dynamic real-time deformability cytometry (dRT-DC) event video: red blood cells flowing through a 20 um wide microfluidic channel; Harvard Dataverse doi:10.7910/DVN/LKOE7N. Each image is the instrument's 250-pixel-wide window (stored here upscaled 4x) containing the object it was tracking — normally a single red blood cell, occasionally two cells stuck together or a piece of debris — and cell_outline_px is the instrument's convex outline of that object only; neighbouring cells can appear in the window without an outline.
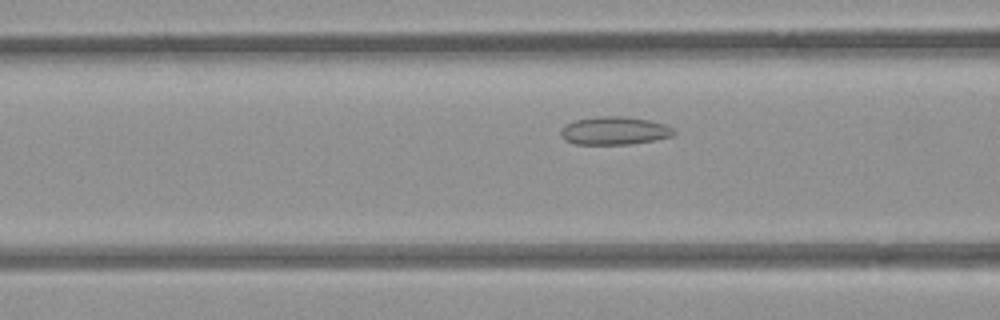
{"species": "common noctule bat (a hibernating species)", "species_latin": "Nyctalus noctula", "temperature_condition": "room temperature", "stored_images_in_passage": 30, "camera_frame_rate_fps": 3000, "um_per_image_px": 0.085, "animal": {"sex": "female", "body_mass_g": 21.9}, "frame": {"image": 1, "passage_image": 4, "time_ms": 1.0, "image_size_px": [1000, 320], "cell_outline_px": [[676, 132], [672, 136], [652, 140], [628, 144], [576, 144], [564, 140], [560, 136], [560, 132], [568, 124], [576, 120], [600, 116], [624, 116], [648, 120], [664, 124], [672, 128]], "centroid_in_image_um": [52.22, 11.11], "position_along_channel_um": 114.4, "area_um2": 18.21}}
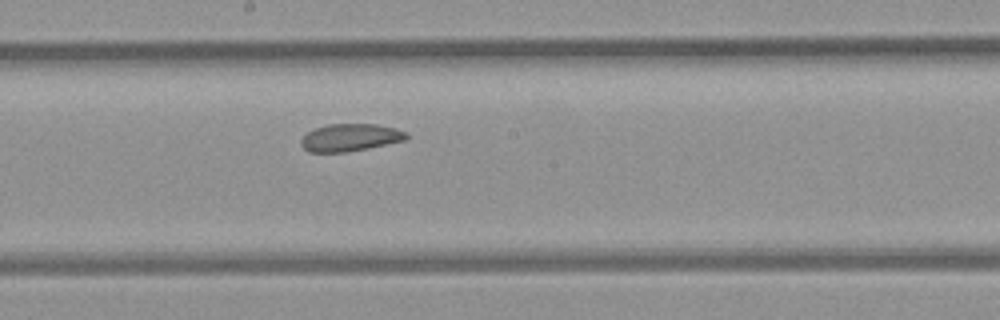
{"frame": {"image": 2, "passage_image": 12, "time_ms": 3.667, "image_size_px": [1000, 320], "cell_outline_px": [[408, 136], [404, 140], [368, 148], [344, 152], [308, 152], [300, 144], [300, 140], [308, 132], [316, 128], [328, 124], [376, 124], [396, 128], [408, 132]], "centroid_in_image_um": [29.77, 11.68], "position_along_channel_um": 218.4, "area_um2": 16.76}}
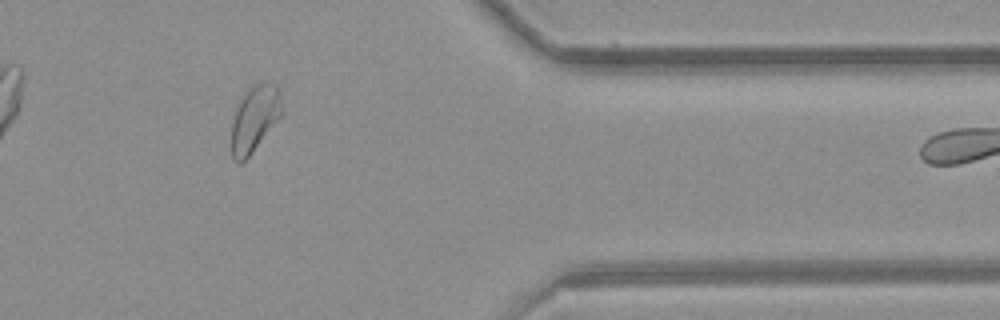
{"frame": {"image": 3, "passage_image": 27, "time_ms": 8.667, "image_size_px": [1000, 320], "cell_outline_px": [[280, 116], [252, 152], [240, 164], [236, 164], [232, 160], [232, 124], [236, 108], [240, 100], [252, 84], [276, 84], [280, 96]], "centroid_in_image_um": [21.59, 10.12], "position_along_channel_um": 389.8, "area_um2": 18.73}}